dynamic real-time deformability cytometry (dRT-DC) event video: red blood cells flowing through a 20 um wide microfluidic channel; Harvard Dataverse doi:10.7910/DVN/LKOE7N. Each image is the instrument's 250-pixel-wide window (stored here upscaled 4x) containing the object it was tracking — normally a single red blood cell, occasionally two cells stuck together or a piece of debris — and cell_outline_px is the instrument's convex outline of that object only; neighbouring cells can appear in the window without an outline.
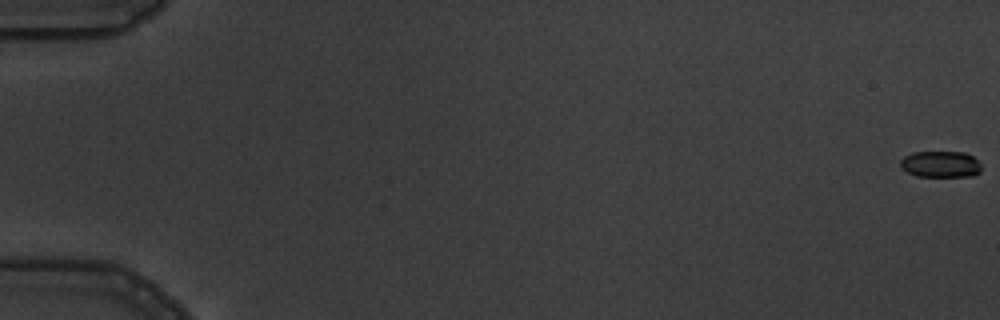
{"species": "common noctule bat (a hibernating species)", "species_latin": "Nyctalus noctula", "temperature_condition": "warm", "stored_images_in_passage": 7, "segment_of_instrument_passage": [2, 2], "camera_frame_rate_fps": 3000, "um_per_image_px": 0.085, "animal": {"sex": "male", "body_mass_g": 19.5, "forearm_length_mm": 54.6}, "frame": {"image": 1, "passage_image": 7, "time_ms": 7.0, "image_size_px": [1000, 320], "cell_outline_px": [[980, 172], [972, 176], [916, 176], [900, 168], [900, 160], [904, 156], [912, 152], [964, 152], [972, 156], [980, 164]], "centroid_in_image_um": [79.91, 13.95], "position_along_channel_um": 5.1, "area_um2": 12.43}}